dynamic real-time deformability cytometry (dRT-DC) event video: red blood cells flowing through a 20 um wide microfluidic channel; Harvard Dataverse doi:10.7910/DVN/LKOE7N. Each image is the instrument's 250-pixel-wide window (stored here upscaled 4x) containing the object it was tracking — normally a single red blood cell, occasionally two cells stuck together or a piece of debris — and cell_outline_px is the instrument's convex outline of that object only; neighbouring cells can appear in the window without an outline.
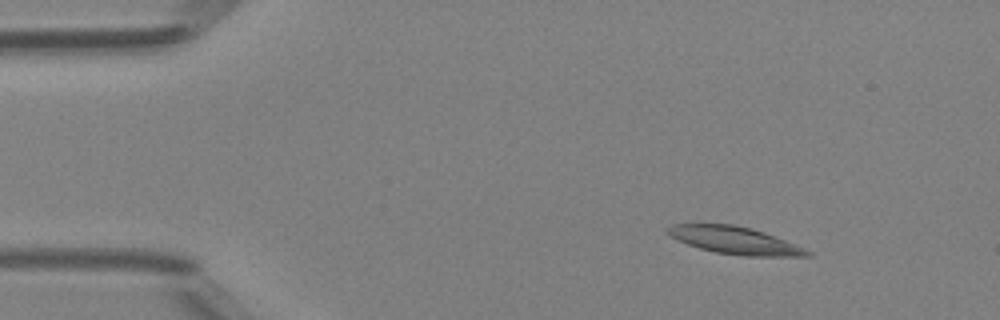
{"species": "Egyptian fruit bat (a non-hibernating species)", "species_latin": "Rousettus aegyptiacus", "temperature_condition": "room temperature", "stored_images_in_passage": 49, "camera_frame_rate_fps": 3000, "um_per_image_px": 0.085, "animal": {"sex": "female"}, "frame": {"image": 1, "passage_image": 7, "time_ms": 2.0, "image_size_px": [1000, 320], "cell_outline_px": [[812, 256], [744, 256], [716, 252], [700, 248], [688, 244], [672, 236], [668, 232], [668, 228], [672, 224], [732, 224], [752, 228], [764, 232], [804, 248], [812, 252]], "centroid_in_image_um": [62.5, 20.43], "position_along_channel_um": 22.5, "area_um2": 21.85}}
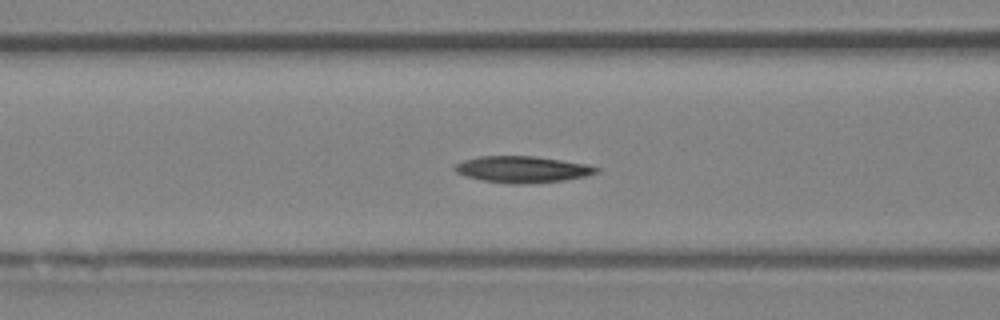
{"frame": {"image": 2, "passage_image": 20, "time_ms": 6.333, "image_size_px": [1000, 320], "cell_outline_px": [[600, 172], [584, 176], [564, 180], [524, 184], [512, 184], [484, 180], [464, 176], [456, 172], [452, 168], [456, 164], [464, 160], [480, 156], [532, 156], [588, 164], [600, 168]], "centroid_in_image_um": [44.4, 14.39], "position_along_channel_um": 122.2, "area_um2": 21.73}}
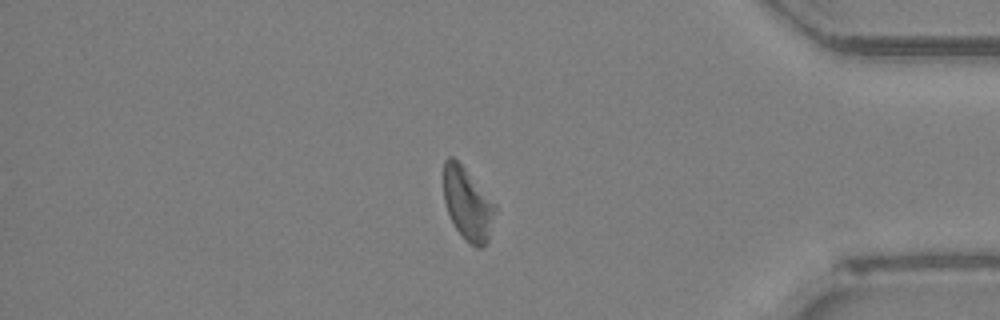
{"frame": {"image": 3, "passage_image": 42, "time_ms": 13.667, "image_size_px": [1000, 320], "cell_outline_px": [[496, 208], [488, 240], [480, 248], [476, 248], [456, 228], [448, 212], [444, 200], [444, 160], [448, 156], [452, 156], [464, 168], [496, 204]], "centroid_in_image_um": [39.75, 17.31], "position_along_channel_um": 395.5, "area_um2": 21.15}, "authors_computed_cell_mechanics": {"area_um2": 21.675, "velocity_mm_per_s": 4.1526, "shape_relaxation_time_tau1_ms": 4.528, "shape_relaxation_time_tau2_ms": null, "deformation_change_tau1": 0.1343, "deformation_change_tau2": null}}